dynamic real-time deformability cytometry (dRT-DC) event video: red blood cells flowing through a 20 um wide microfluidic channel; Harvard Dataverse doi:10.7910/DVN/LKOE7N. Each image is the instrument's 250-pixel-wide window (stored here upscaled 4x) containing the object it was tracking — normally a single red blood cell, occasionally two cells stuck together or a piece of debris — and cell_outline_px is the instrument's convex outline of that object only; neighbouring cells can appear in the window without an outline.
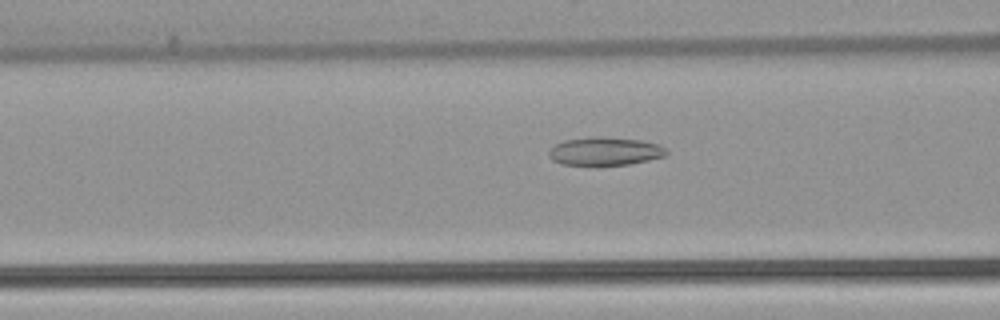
{"species": "common noctule bat (a hibernating species)", "species_latin": "Nyctalus noctula", "temperature_condition": "warm", "stored_images_in_passage": 53, "camera_frame_rate_fps": 3000, "um_per_image_px": 0.085, "animal": {"sex": "female", "body_mass_g": 22.7, "forearm_length_mm": 54.2}, "frame": {"image": 1, "passage_image": 21, "time_ms": 6.667, "image_size_px": [1000, 320], "cell_outline_px": [[668, 152], [664, 156], [648, 160], [628, 164], [600, 168], [592, 168], [560, 164], [552, 160], [548, 156], [548, 152], [556, 144], [564, 140], [592, 136], [604, 136], [640, 140], [660, 144], [668, 148]], "centroid_in_image_um": [51.39, 12.9], "position_along_channel_um": 115.2, "area_um2": 20.4}}
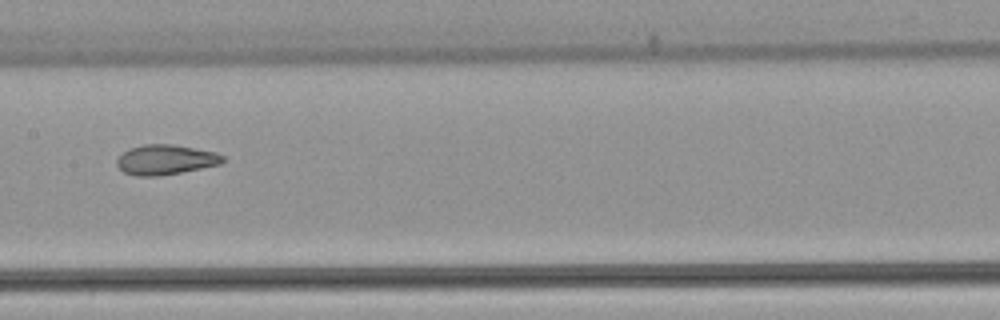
{"frame": {"image": 2, "passage_image": 27, "time_ms": 8.667, "image_size_px": [1000, 320], "cell_outline_px": [[224, 160], [220, 164], [160, 176], [136, 176], [124, 172], [116, 164], [116, 160], [124, 152], [132, 148], [144, 144], [172, 144], [216, 152], [224, 156]], "centroid_in_image_um": [14.07, 13.57], "position_along_channel_um": 193.3, "area_um2": 18.26}}
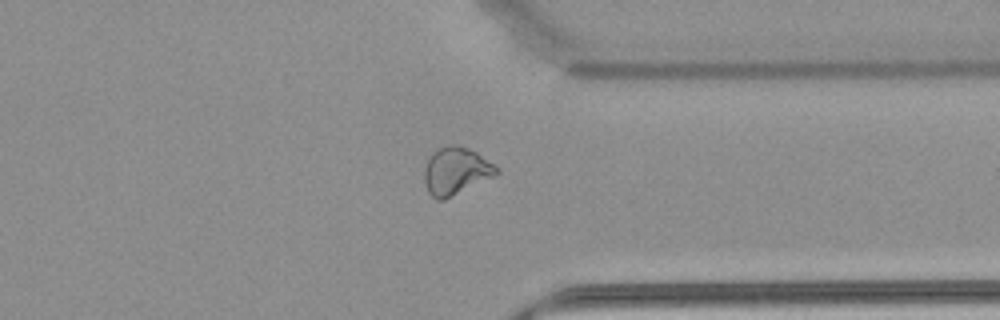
{"frame": {"image": 3, "passage_image": 41, "time_ms": 13.333, "image_size_px": [1000, 320], "cell_outline_px": [[500, 172], [496, 176], [444, 200], [436, 200], [428, 192], [424, 180], [424, 168], [432, 152], [436, 148], [448, 144], [460, 144], [476, 152], [500, 168]], "centroid_in_image_um": [38.76, 14.52], "position_along_channel_um": 372.6, "area_um2": 20.35}, "authors_computed_cell_mechanics": {"area_um2": 21.9062, "velocity_mm_per_s": 3.8964, "shape_relaxation_time_tau1_ms": null, "shape_relaxation_time_tau2_ms": 1.7722, "deformation_change_tau1": null, "deformation_change_tau2": 0.0816}}